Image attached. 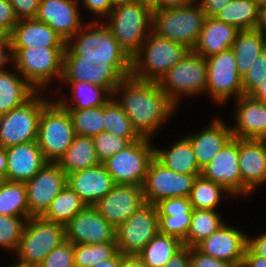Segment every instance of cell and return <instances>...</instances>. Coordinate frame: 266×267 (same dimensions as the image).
<instances>
[{
    "label": "cell",
    "mask_w": 266,
    "mask_h": 267,
    "mask_svg": "<svg viewBox=\"0 0 266 267\" xmlns=\"http://www.w3.org/2000/svg\"><path fill=\"white\" fill-rule=\"evenodd\" d=\"M198 176L201 174L176 173L166 168L154 157L142 184L144 201L156 204L160 200L173 197L189 198Z\"/></svg>",
    "instance_id": "cell-12"
},
{
    "label": "cell",
    "mask_w": 266,
    "mask_h": 267,
    "mask_svg": "<svg viewBox=\"0 0 266 267\" xmlns=\"http://www.w3.org/2000/svg\"><path fill=\"white\" fill-rule=\"evenodd\" d=\"M68 112L75 135L93 137L104 132V105Z\"/></svg>",
    "instance_id": "cell-40"
},
{
    "label": "cell",
    "mask_w": 266,
    "mask_h": 267,
    "mask_svg": "<svg viewBox=\"0 0 266 267\" xmlns=\"http://www.w3.org/2000/svg\"><path fill=\"white\" fill-rule=\"evenodd\" d=\"M142 45L138 54L132 58L131 70V76L142 81L159 82L189 51L184 45L160 37L153 31ZM141 53H144V58Z\"/></svg>",
    "instance_id": "cell-3"
},
{
    "label": "cell",
    "mask_w": 266,
    "mask_h": 267,
    "mask_svg": "<svg viewBox=\"0 0 266 267\" xmlns=\"http://www.w3.org/2000/svg\"><path fill=\"white\" fill-rule=\"evenodd\" d=\"M18 21L10 1L0 0V23L11 32Z\"/></svg>",
    "instance_id": "cell-51"
},
{
    "label": "cell",
    "mask_w": 266,
    "mask_h": 267,
    "mask_svg": "<svg viewBox=\"0 0 266 267\" xmlns=\"http://www.w3.org/2000/svg\"><path fill=\"white\" fill-rule=\"evenodd\" d=\"M193 3H195V0H160L159 9L179 8Z\"/></svg>",
    "instance_id": "cell-59"
},
{
    "label": "cell",
    "mask_w": 266,
    "mask_h": 267,
    "mask_svg": "<svg viewBox=\"0 0 266 267\" xmlns=\"http://www.w3.org/2000/svg\"><path fill=\"white\" fill-rule=\"evenodd\" d=\"M236 109V126L232 130L233 138L266 140V103L242 95Z\"/></svg>",
    "instance_id": "cell-25"
},
{
    "label": "cell",
    "mask_w": 266,
    "mask_h": 267,
    "mask_svg": "<svg viewBox=\"0 0 266 267\" xmlns=\"http://www.w3.org/2000/svg\"><path fill=\"white\" fill-rule=\"evenodd\" d=\"M83 3L88 10L99 16L108 15L113 9L110 0H83Z\"/></svg>",
    "instance_id": "cell-53"
},
{
    "label": "cell",
    "mask_w": 266,
    "mask_h": 267,
    "mask_svg": "<svg viewBox=\"0 0 266 267\" xmlns=\"http://www.w3.org/2000/svg\"><path fill=\"white\" fill-rule=\"evenodd\" d=\"M108 16L111 18L106 26L126 54L134 58L148 36L146 30L152 31L153 12L133 1L113 8Z\"/></svg>",
    "instance_id": "cell-6"
},
{
    "label": "cell",
    "mask_w": 266,
    "mask_h": 267,
    "mask_svg": "<svg viewBox=\"0 0 266 267\" xmlns=\"http://www.w3.org/2000/svg\"><path fill=\"white\" fill-rule=\"evenodd\" d=\"M6 180L26 183L47 163L37 141L7 147Z\"/></svg>",
    "instance_id": "cell-24"
},
{
    "label": "cell",
    "mask_w": 266,
    "mask_h": 267,
    "mask_svg": "<svg viewBox=\"0 0 266 267\" xmlns=\"http://www.w3.org/2000/svg\"><path fill=\"white\" fill-rule=\"evenodd\" d=\"M110 1H111L112 8H115V7H118V6L127 4V3H131L134 0H110Z\"/></svg>",
    "instance_id": "cell-66"
},
{
    "label": "cell",
    "mask_w": 266,
    "mask_h": 267,
    "mask_svg": "<svg viewBox=\"0 0 266 267\" xmlns=\"http://www.w3.org/2000/svg\"><path fill=\"white\" fill-rule=\"evenodd\" d=\"M90 267H120V252H118L112 259L102 261Z\"/></svg>",
    "instance_id": "cell-63"
},
{
    "label": "cell",
    "mask_w": 266,
    "mask_h": 267,
    "mask_svg": "<svg viewBox=\"0 0 266 267\" xmlns=\"http://www.w3.org/2000/svg\"><path fill=\"white\" fill-rule=\"evenodd\" d=\"M249 95L256 100L266 102V79Z\"/></svg>",
    "instance_id": "cell-60"
},
{
    "label": "cell",
    "mask_w": 266,
    "mask_h": 267,
    "mask_svg": "<svg viewBox=\"0 0 266 267\" xmlns=\"http://www.w3.org/2000/svg\"><path fill=\"white\" fill-rule=\"evenodd\" d=\"M237 72L243 78L252 68L257 57L266 49V36L256 29L239 30L231 47Z\"/></svg>",
    "instance_id": "cell-29"
},
{
    "label": "cell",
    "mask_w": 266,
    "mask_h": 267,
    "mask_svg": "<svg viewBox=\"0 0 266 267\" xmlns=\"http://www.w3.org/2000/svg\"><path fill=\"white\" fill-rule=\"evenodd\" d=\"M85 207L86 204L82 201L79 195L66 185L53 199L42 218L65 226Z\"/></svg>",
    "instance_id": "cell-36"
},
{
    "label": "cell",
    "mask_w": 266,
    "mask_h": 267,
    "mask_svg": "<svg viewBox=\"0 0 266 267\" xmlns=\"http://www.w3.org/2000/svg\"><path fill=\"white\" fill-rule=\"evenodd\" d=\"M145 203L142 187L115 184L93 207L115 228L133 216Z\"/></svg>",
    "instance_id": "cell-18"
},
{
    "label": "cell",
    "mask_w": 266,
    "mask_h": 267,
    "mask_svg": "<svg viewBox=\"0 0 266 267\" xmlns=\"http://www.w3.org/2000/svg\"><path fill=\"white\" fill-rule=\"evenodd\" d=\"M266 79V49L262 52L248 73L242 78L243 95H249Z\"/></svg>",
    "instance_id": "cell-47"
},
{
    "label": "cell",
    "mask_w": 266,
    "mask_h": 267,
    "mask_svg": "<svg viewBox=\"0 0 266 267\" xmlns=\"http://www.w3.org/2000/svg\"><path fill=\"white\" fill-rule=\"evenodd\" d=\"M150 138L141 137L103 162L115 184L142 187L151 160L154 158Z\"/></svg>",
    "instance_id": "cell-11"
},
{
    "label": "cell",
    "mask_w": 266,
    "mask_h": 267,
    "mask_svg": "<svg viewBox=\"0 0 266 267\" xmlns=\"http://www.w3.org/2000/svg\"><path fill=\"white\" fill-rule=\"evenodd\" d=\"M98 158L101 163L112 157L114 154L122 151L132 142L139 139H126L111 133L101 132L92 137Z\"/></svg>",
    "instance_id": "cell-44"
},
{
    "label": "cell",
    "mask_w": 266,
    "mask_h": 267,
    "mask_svg": "<svg viewBox=\"0 0 266 267\" xmlns=\"http://www.w3.org/2000/svg\"><path fill=\"white\" fill-rule=\"evenodd\" d=\"M120 267H146L137 255H123L120 253Z\"/></svg>",
    "instance_id": "cell-58"
},
{
    "label": "cell",
    "mask_w": 266,
    "mask_h": 267,
    "mask_svg": "<svg viewBox=\"0 0 266 267\" xmlns=\"http://www.w3.org/2000/svg\"><path fill=\"white\" fill-rule=\"evenodd\" d=\"M196 154V160L202 169L233 138L231 128L222 121L215 120L207 129L198 134L187 136Z\"/></svg>",
    "instance_id": "cell-28"
},
{
    "label": "cell",
    "mask_w": 266,
    "mask_h": 267,
    "mask_svg": "<svg viewBox=\"0 0 266 267\" xmlns=\"http://www.w3.org/2000/svg\"><path fill=\"white\" fill-rule=\"evenodd\" d=\"M63 224L47 221L42 217H30L24 226L16 253L21 267H38L45 257L65 242Z\"/></svg>",
    "instance_id": "cell-5"
},
{
    "label": "cell",
    "mask_w": 266,
    "mask_h": 267,
    "mask_svg": "<svg viewBox=\"0 0 266 267\" xmlns=\"http://www.w3.org/2000/svg\"><path fill=\"white\" fill-rule=\"evenodd\" d=\"M222 225L223 222L215 210L193 209L192 221L183 245L196 247Z\"/></svg>",
    "instance_id": "cell-38"
},
{
    "label": "cell",
    "mask_w": 266,
    "mask_h": 267,
    "mask_svg": "<svg viewBox=\"0 0 266 267\" xmlns=\"http://www.w3.org/2000/svg\"><path fill=\"white\" fill-rule=\"evenodd\" d=\"M242 267H266V258L257 255L248 246L244 255Z\"/></svg>",
    "instance_id": "cell-55"
},
{
    "label": "cell",
    "mask_w": 266,
    "mask_h": 267,
    "mask_svg": "<svg viewBox=\"0 0 266 267\" xmlns=\"http://www.w3.org/2000/svg\"><path fill=\"white\" fill-rule=\"evenodd\" d=\"M78 0H41L35 19L46 23L67 42L82 27Z\"/></svg>",
    "instance_id": "cell-21"
},
{
    "label": "cell",
    "mask_w": 266,
    "mask_h": 267,
    "mask_svg": "<svg viewBox=\"0 0 266 267\" xmlns=\"http://www.w3.org/2000/svg\"><path fill=\"white\" fill-rule=\"evenodd\" d=\"M65 82H88L105 88L112 96L125 77L109 62L81 60L67 46L63 54Z\"/></svg>",
    "instance_id": "cell-14"
},
{
    "label": "cell",
    "mask_w": 266,
    "mask_h": 267,
    "mask_svg": "<svg viewBox=\"0 0 266 267\" xmlns=\"http://www.w3.org/2000/svg\"><path fill=\"white\" fill-rule=\"evenodd\" d=\"M239 138H232L202 168L201 176L223 186L231 195L243 194V182L239 168Z\"/></svg>",
    "instance_id": "cell-19"
},
{
    "label": "cell",
    "mask_w": 266,
    "mask_h": 267,
    "mask_svg": "<svg viewBox=\"0 0 266 267\" xmlns=\"http://www.w3.org/2000/svg\"><path fill=\"white\" fill-rule=\"evenodd\" d=\"M255 29L263 34L266 31V4L259 6L258 23Z\"/></svg>",
    "instance_id": "cell-61"
},
{
    "label": "cell",
    "mask_w": 266,
    "mask_h": 267,
    "mask_svg": "<svg viewBox=\"0 0 266 267\" xmlns=\"http://www.w3.org/2000/svg\"><path fill=\"white\" fill-rule=\"evenodd\" d=\"M12 48H65V40L46 23L21 19L10 34Z\"/></svg>",
    "instance_id": "cell-26"
},
{
    "label": "cell",
    "mask_w": 266,
    "mask_h": 267,
    "mask_svg": "<svg viewBox=\"0 0 266 267\" xmlns=\"http://www.w3.org/2000/svg\"><path fill=\"white\" fill-rule=\"evenodd\" d=\"M154 157L166 168L182 174H201L196 154L192 150V145L187 137H183L172 145L170 150H154Z\"/></svg>",
    "instance_id": "cell-31"
},
{
    "label": "cell",
    "mask_w": 266,
    "mask_h": 267,
    "mask_svg": "<svg viewBox=\"0 0 266 267\" xmlns=\"http://www.w3.org/2000/svg\"><path fill=\"white\" fill-rule=\"evenodd\" d=\"M104 132L126 139H140L129 118L112 98L104 105Z\"/></svg>",
    "instance_id": "cell-41"
},
{
    "label": "cell",
    "mask_w": 266,
    "mask_h": 267,
    "mask_svg": "<svg viewBox=\"0 0 266 267\" xmlns=\"http://www.w3.org/2000/svg\"><path fill=\"white\" fill-rule=\"evenodd\" d=\"M5 50H8L7 52H10L6 53ZM10 58L13 59L11 39L8 42L0 43V72L5 71L3 67Z\"/></svg>",
    "instance_id": "cell-57"
},
{
    "label": "cell",
    "mask_w": 266,
    "mask_h": 267,
    "mask_svg": "<svg viewBox=\"0 0 266 267\" xmlns=\"http://www.w3.org/2000/svg\"><path fill=\"white\" fill-rule=\"evenodd\" d=\"M57 164L66 175L101 164L93 138L75 135L72 144Z\"/></svg>",
    "instance_id": "cell-30"
},
{
    "label": "cell",
    "mask_w": 266,
    "mask_h": 267,
    "mask_svg": "<svg viewBox=\"0 0 266 267\" xmlns=\"http://www.w3.org/2000/svg\"><path fill=\"white\" fill-rule=\"evenodd\" d=\"M248 247V237L239 230L223 224L196 248L203 254L242 267Z\"/></svg>",
    "instance_id": "cell-20"
},
{
    "label": "cell",
    "mask_w": 266,
    "mask_h": 267,
    "mask_svg": "<svg viewBox=\"0 0 266 267\" xmlns=\"http://www.w3.org/2000/svg\"><path fill=\"white\" fill-rule=\"evenodd\" d=\"M238 31L234 25L206 17L192 51L204 58L219 54L232 47Z\"/></svg>",
    "instance_id": "cell-27"
},
{
    "label": "cell",
    "mask_w": 266,
    "mask_h": 267,
    "mask_svg": "<svg viewBox=\"0 0 266 267\" xmlns=\"http://www.w3.org/2000/svg\"><path fill=\"white\" fill-rule=\"evenodd\" d=\"M190 267H235L233 264L208 256L196 247L190 248Z\"/></svg>",
    "instance_id": "cell-49"
},
{
    "label": "cell",
    "mask_w": 266,
    "mask_h": 267,
    "mask_svg": "<svg viewBox=\"0 0 266 267\" xmlns=\"http://www.w3.org/2000/svg\"><path fill=\"white\" fill-rule=\"evenodd\" d=\"M158 232L156 205L145 202L133 216L115 228L118 252L137 255Z\"/></svg>",
    "instance_id": "cell-13"
},
{
    "label": "cell",
    "mask_w": 266,
    "mask_h": 267,
    "mask_svg": "<svg viewBox=\"0 0 266 267\" xmlns=\"http://www.w3.org/2000/svg\"><path fill=\"white\" fill-rule=\"evenodd\" d=\"M239 168L243 193L266 181V140L239 138Z\"/></svg>",
    "instance_id": "cell-22"
},
{
    "label": "cell",
    "mask_w": 266,
    "mask_h": 267,
    "mask_svg": "<svg viewBox=\"0 0 266 267\" xmlns=\"http://www.w3.org/2000/svg\"><path fill=\"white\" fill-rule=\"evenodd\" d=\"M193 213H178L159 217V232L178 238L182 242L188 235Z\"/></svg>",
    "instance_id": "cell-45"
},
{
    "label": "cell",
    "mask_w": 266,
    "mask_h": 267,
    "mask_svg": "<svg viewBox=\"0 0 266 267\" xmlns=\"http://www.w3.org/2000/svg\"><path fill=\"white\" fill-rule=\"evenodd\" d=\"M183 246L178 238L158 232L137 256L146 267H164Z\"/></svg>",
    "instance_id": "cell-33"
},
{
    "label": "cell",
    "mask_w": 266,
    "mask_h": 267,
    "mask_svg": "<svg viewBox=\"0 0 266 267\" xmlns=\"http://www.w3.org/2000/svg\"><path fill=\"white\" fill-rule=\"evenodd\" d=\"M11 32L0 23V43L8 42L10 40Z\"/></svg>",
    "instance_id": "cell-65"
},
{
    "label": "cell",
    "mask_w": 266,
    "mask_h": 267,
    "mask_svg": "<svg viewBox=\"0 0 266 267\" xmlns=\"http://www.w3.org/2000/svg\"><path fill=\"white\" fill-rule=\"evenodd\" d=\"M248 246L259 256L266 258V233L256 238H248Z\"/></svg>",
    "instance_id": "cell-56"
},
{
    "label": "cell",
    "mask_w": 266,
    "mask_h": 267,
    "mask_svg": "<svg viewBox=\"0 0 266 267\" xmlns=\"http://www.w3.org/2000/svg\"><path fill=\"white\" fill-rule=\"evenodd\" d=\"M27 204L30 217H42L53 199L67 185V175L57 163L46 165L28 182Z\"/></svg>",
    "instance_id": "cell-16"
},
{
    "label": "cell",
    "mask_w": 266,
    "mask_h": 267,
    "mask_svg": "<svg viewBox=\"0 0 266 267\" xmlns=\"http://www.w3.org/2000/svg\"><path fill=\"white\" fill-rule=\"evenodd\" d=\"M223 192L231 195L223 186L198 176L194 181L189 200L193 209L216 210Z\"/></svg>",
    "instance_id": "cell-39"
},
{
    "label": "cell",
    "mask_w": 266,
    "mask_h": 267,
    "mask_svg": "<svg viewBox=\"0 0 266 267\" xmlns=\"http://www.w3.org/2000/svg\"><path fill=\"white\" fill-rule=\"evenodd\" d=\"M158 216H173L178 213H193L192 204L187 197H173L158 201L156 204Z\"/></svg>",
    "instance_id": "cell-48"
},
{
    "label": "cell",
    "mask_w": 266,
    "mask_h": 267,
    "mask_svg": "<svg viewBox=\"0 0 266 267\" xmlns=\"http://www.w3.org/2000/svg\"><path fill=\"white\" fill-rule=\"evenodd\" d=\"M7 173V149L0 147V179L6 180Z\"/></svg>",
    "instance_id": "cell-62"
},
{
    "label": "cell",
    "mask_w": 266,
    "mask_h": 267,
    "mask_svg": "<svg viewBox=\"0 0 266 267\" xmlns=\"http://www.w3.org/2000/svg\"><path fill=\"white\" fill-rule=\"evenodd\" d=\"M0 214L29 219L27 188L25 183L1 180Z\"/></svg>",
    "instance_id": "cell-35"
},
{
    "label": "cell",
    "mask_w": 266,
    "mask_h": 267,
    "mask_svg": "<svg viewBox=\"0 0 266 267\" xmlns=\"http://www.w3.org/2000/svg\"><path fill=\"white\" fill-rule=\"evenodd\" d=\"M18 20L36 17L41 0H9Z\"/></svg>",
    "instance_id": "cell-50"
},
{
    "label": "cell",
    "mask_w": 266,
    "mask_h": 267,
    "mask_svg": "<svg viewBox=\"0 0 266 267\" xmlns=\"http://www.w3.org/2000/svg\"><path fill=\"white\" fill-rule=\"evenodd\" d=\"M37 91L21 76L0 72V116L28 101Z\"/></svg>",
    "instance_id": "cell-32"
},
{
    "label": "cell",
    "mask_w": 266,
    "mask_h": 267,
    "mask_svg": "<svg viewBox=\"0 0 266 267\" xmlns=\"http://www.w3.org/2000/svg\"><path fill=\"white\" fill-rule=\"evenodd\" d=\"M206 90L214 100L223 103L230 96L238 99L243 95L242 78L237 72L236 59L232 49L206 58Z\"/></svg>",
    "instance_id": "cell-15"
},
{
    "label": "cell",
    "mask_w": 266,
    "mask_h": 267,
    "mask_svg": "<svg viewBox=\"0 0 266 267\" xmlns=\"http://www.w3.org/2000/svg\"><path fill=\"white\" fill-rule=\"evenodd\" d=\"M97 24L98 22H95V24L90 23L82 27L76 33L80 35L75 34L66 42V46L81 60L106 61L111 63L125 78L131 76L132 59L121 48L104 22L101 23V27ZM74 37L78 39L72 45L71 41H74Z\"/></svg>",
    "instance_id": "cell-2"
},
{
    "label": "cell",
    "mask_w": 266,
    "mask_h": 267,
    "mask_svg": "<svg viewBox=\"0 0 266 267\" xmlns=\"http://www.w3.org/2000/svg\"><path fill=\"white\" fill-rule=\"evenodd\" d=\"M67 185L76 192L86 206H93L115 185L103 163L67 175Z\"/></svg>",
    "instance_id": "cell-23"
},
{
    "label": "cell",
    "mask_w": 266,
    "mask_h": 267,
    "mask_svg": "<svg viewBox=\"0 0 266 267\" xmlns=\"http://www.w3.org/2000/svg\"><path fill=\"white\" fill-rule=\"evenodd\" d=\"M38 267H75L74 244L63 242L54 248Z\"/></svg>",
    "instance_id": "cell-46"
},
{
    "label": "cell",
    "mask_w": 266,
    "mask_h": 267,
    "mask_svg": "<svg viewBox=\"0 0 266 267\" xmlns=\"http://www.w3.org/2000/svg\"><path fill=\"white\" fill-rule=\"evenodd\" d=\"M258 16L259 5L254 0H231L215 18L238 30H251L256 28Z\"/></svg>",
    "instance_id": "cell-34"
},
{
    "label": "cell",
    "mask_w": 266,
    "mask_h": 267,
    "mask_svg": "<svg viewBox=\"0 0 266 267\" xmlns=\"http://www.w3.org/2000/svg\"><path fill=\"white\" fill-rule=\"evenodd\" d=\"M51 101L34 94L28 101L0 116V147L37 140L39 119Z\"/></svg>",
    "instance_id": "cell-10"
},
{
    "label": "cell",
    "mask_w": 266,
    "mask_h": 267,
    "mask_svg": "<svg viewBox=\"0 0 266 267\" xmlns=\"http://www.w3.org/2000/svg\"><path fill=\"white\" fill-rule=\"evenodd\" d=\"M159 1L160 0H134L139 5L149 8L152 12L159 10Z\"/></svg>",
    "instance_id": "cell-64"
},
{
    "label": "cell",
    "mask_w": 266,
    "mask_h": 267,
    "mask_svg": "<svg viewBox=\"0 0 266 267\" xmlns=\"http://www.w3.org/2000/svg\"><path fill=\"white\" fill-rule=\"evenodd\" d=\"M206 18L198 3L179 8L159 9L153 12L152 31L170 41L180 43L192 50Z\"/></svg>",
    "instance_id": "cell-4"
},
{
    "label": "cell",
    "mask_w": 266,
    "mask_h": 267,
    "mask_svg": "<svg viewBox=\"0 0 266 267\" xmlns=\"http://www.w3.org/2000/svg\"><path fill=\"white\" fill-rule=\"evenodd\" d=\"M121 89H124L122 91ZM122 91L117 103L126 113L133 128L141 137L151 139V134L172 115L175 104L161 91L158 82L142 81L126 77L113 95Z\"/></svg>",
    "instance_id": "cell-1"
},
{
    "label": "cell",
    "mask_w": 266,
    "mask_h": 267,
    "mask_svg": "<svg viewBox=\"0 0 266 267\" xmlns=\"http://www.w3.org/2000/svg\"><path fill=\"white\" fill-rule=\"evenodd\" d=\"M259 6L266 4V0H254Z\"/></svg>",
    "instance_id": "cell-67"
},
{
    "label": "cell",
    "mask_w": 266,
    "mask_h": 267,
    "mask_svg": "<svg viewBox=\"0 0 266 267\" xmlns=\"http://www.w3.org/2000/svg\"><path fill=\"white\" fill-rule=\"evenodd\" d=\"M64 227L65 240L74 245L115 242V227L93 206H86Z\"/></svg>",
    "instance_id": "cell-17"
},
{
    "label": "cell",
    "mask_w": 266,
    "mask_h": 267,
    "mask_svg": "<svg viewBox=\"0 0 266 267\" xmlns=\"http://www.w3.org/2000/svg\"><path fill=\"white\" fill-rule=\"evenodd\" d=\"M10 267H21V266H18V265H16V264H15V265H13V266H10Z\"/></svg>",
    "instance_id": "cell-68"
},
{
    "label": "cell",
    "mask_w": 266,
    "mask_h": 267,
    "mask_svg": "<svg viewBox=\"0 0 266 267\" xmlns=\"http://www.w3.org/2000/svg\"><path fill=\"white\" fill-rule=\"evenodd\" d=\"M0 214V247L17 250L27 219Z\"/></svg>",
    "instance_id": "cell-43"
},
{
    "label": "cell",
    "mask_w": 266,
    "mask_h": 267,
    "mask_svg": "<svg viewBox=\"0 0 266 267\" xmlns=\"http://www.w3.org/2000/svg\"><path fill=\"white\" fill-rule=\"evenodd\" d=\"M231 0H201L206 17H215Z\"/></svg>",
    "instance_id": "cell-54"
},
{
    "label": "cell",
    "mask_w": 266,
    "mask_h": 267,
    "mask_svg": "<svg viewBox=\"0 0 266 267\" xmlns=\"http://www.w3.org/2000/svg\"><path fill=\"white\" fill-rule=\"evenodd\" d=\"M164 267H190V247L183 246Z\"/></svg>",
    "instance_id": "cell-52"
},
{
    "label": "cell",
    "mask_w": 266,
    "mask_h": 267,
    "mask_svg": "<svg viewBox=\"0 0 266 267\" xmlns=\"http://www.w3.org/2000/svg\"><path fill=\"white\" fill-rule=\"evenodd\" d=\"M207 62L192 50L169 69L159 80L161 91L176 105L179 95L198 94L206 91Z\"/></svg>",
    "instance_id": "cell-9"
},
{
    "label": "cell",
    "mask_w": 266,
    "mask_h": 267,
    "mask_svg": "<svg viewBox=\"0 0 266 267\" xmlns=\"http://www.w3.org/2000/svg\"><path fill=\"white\" fill-rule=\"evenodd\" d=\"M75 136L68 110L56 100L42 110L37 143L47 162L57 163L72 144Z\"/></svg>",
    "instance_id": "cell-7"
},
{
    "label": "cell",
    "mask_w": 266,
    "mask_h": 267,
    "mask_svg": "<svg viewBox=\"0 0 266 267\" xmlns=\"http://www.w3.org/2000/svg\"><path fill=\"white\" fill-rule=\"evenodd\" d=\"M117 253L116 242L76 244L74 245L75 267H90L102 261L112 259Z\"/></svg>",
    "instance_id": "cell-42"
},
{
    "label": "cell",
    "mask_w": 266,
    "mask_h": 267,
    "mask_svg": "<svg viewBox=\"0 0 266 267\" xmlns=\"http://www.w3.org/2000/svg\"><path fill=\"white\" fill-rule=\"evenodd\" d=\"M65 48H12L16 70L37 91L55 76L63 77Z\"/></svg>",
    "instance_id": "cell-8"
},
{
    "label": "cell",
    "mask_w": 266,
    "mask_h": 267,
    "mask_svg": "<svg viewBox=\"0 0 266 267\" xmlns=\"http://www.w3.org/2000/svg\"><path fill=\"white\" fill-rule=\"evenodd\" d=\"M67 83H70L72 86L73 97L71 98H74V105L72 104L71 106L63 100H57V102L66 110H83L102 106L105 105L112 96L105 88L90 84L88 82L76 81Z\"/></svg>",
    "instance_id": "cell-37"
}]
</instances>
